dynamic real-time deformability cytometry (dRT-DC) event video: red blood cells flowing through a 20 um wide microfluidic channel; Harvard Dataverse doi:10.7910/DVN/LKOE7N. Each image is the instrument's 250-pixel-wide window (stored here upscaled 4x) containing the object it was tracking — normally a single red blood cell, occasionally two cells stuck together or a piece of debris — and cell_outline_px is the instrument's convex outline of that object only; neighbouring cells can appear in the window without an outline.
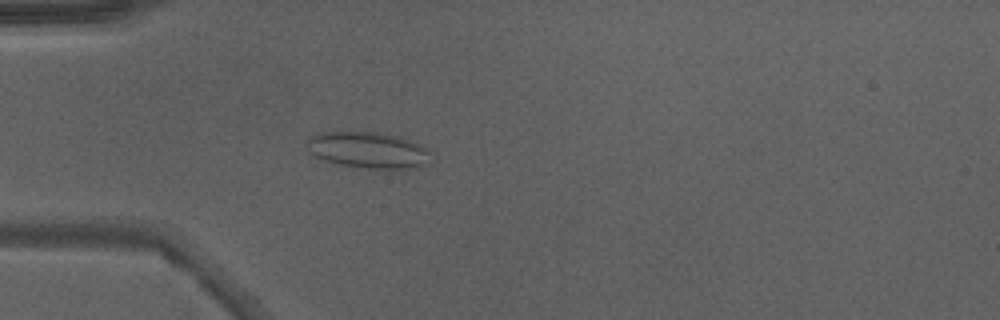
{"species": "Egyptian fruit bat (a non-hibernating species)", "species_latin": "Rousettus aegyptiacus", "temperature_condition": "warm", "stored_images_in_passage": 32, "camera_frame_rate_fps": 3000, "um_per_image_px": 0.085, "animal": {"sex": "male"}, "frame": {"image": 1, "passage_image": 14, "time_ms": 4.333, "image_size_px": [1000, 320], "cell_outline_px": [[428, 152], [420, 164], [416, 168], [368, 168], [340, 164], [312, 156], [304, 144], [304, 140], [320, 132], [376, 132], [400, 136], [424, 148]], "centroid_in_image_um": [31.11, 12.73], "position_along_channel_um": 53.9, "area_um2": 25.49}}
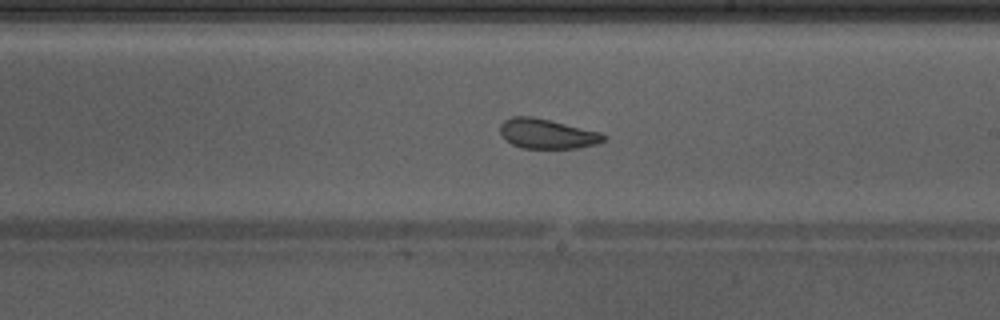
{"frame": {"image": 2, "passage_image": 28, "time_ms": 9.0, "image_size_px": [1000, 320], "cell_outline_px": [[608, 140], [596, 144], [580, 148], [520, 148], [504, 140], [500, 136], [500, 124], [504, 120], [512, 116], [532, 116], [600, 132], [608, 136]], "centroid_in_image_um": [46.5, 11.38], "position_along_channel_um": 242.5, "area_um2": 18.21}}